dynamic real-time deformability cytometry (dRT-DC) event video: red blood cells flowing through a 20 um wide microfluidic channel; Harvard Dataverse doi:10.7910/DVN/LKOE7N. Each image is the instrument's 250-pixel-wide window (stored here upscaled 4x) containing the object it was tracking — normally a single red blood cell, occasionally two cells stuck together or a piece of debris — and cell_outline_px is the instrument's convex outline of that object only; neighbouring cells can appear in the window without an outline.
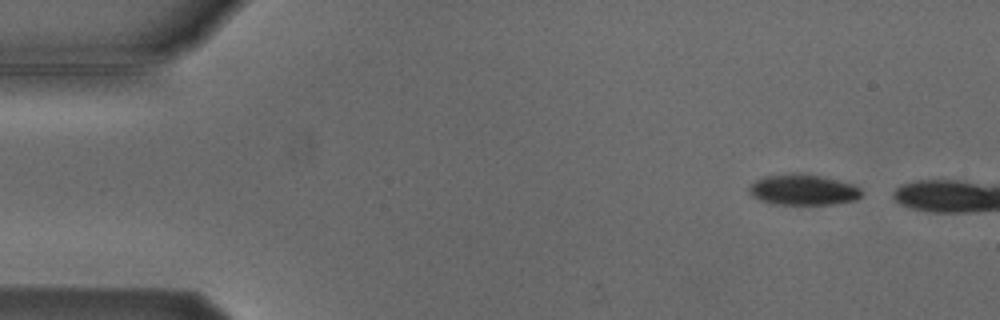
{"species": "Egyptian fruit bat (a non-hibernating species)", "species_latin": "Rousettus aegyptiacus", "temperature_condition": "cold", "stored_images_in_passage": 2, "camera_frame_rate_fps": 3000, "um_per_image_px": 0.085, "animal": {"sex": "male"}, "frame": {"image": 1, "passage_image": 1, "time_ms": 0.0, "image_size_px": [1000, 320], "cell_outline_px": [[864, 192], [856, 200], [832, 204], [772, 204], [760, 200], [752, 196], [748, 192], [748, 188], [756, 180], [764, 176], [792, 172], [820, 176], [852, 184], [860, 188]], "centroid_in_image_um": [68.24, 16.13], "position_along_channel_um": 16.8, "area_um2": 20.17}}